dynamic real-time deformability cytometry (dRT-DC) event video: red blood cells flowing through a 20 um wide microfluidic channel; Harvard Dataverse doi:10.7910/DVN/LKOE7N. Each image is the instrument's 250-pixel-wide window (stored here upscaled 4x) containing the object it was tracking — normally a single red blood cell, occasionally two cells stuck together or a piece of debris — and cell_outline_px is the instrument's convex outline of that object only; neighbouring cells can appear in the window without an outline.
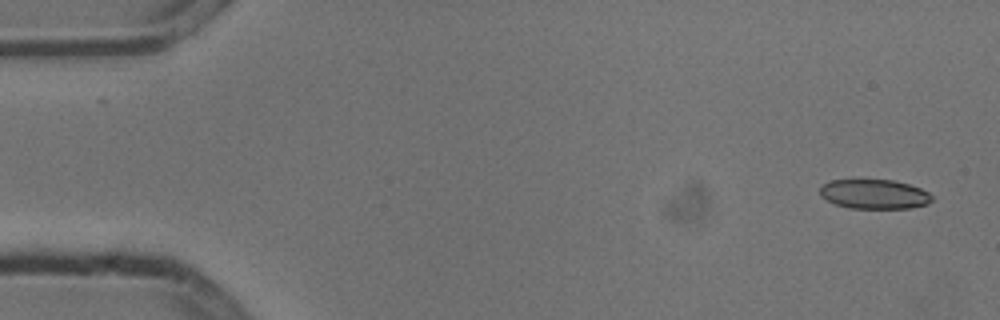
{"species": "common noctule bat (a hibernating species)", "species_latin": "Nyctalus noctula", "temperature_condition": "cold", "stored_images_in_passage": 5, "camera_frame_rate_fps": 3000, "um_per_image_px": 0.085, "animal": {"sex": "male", "body_mass_g": 13.3}, "frame": {"image": 1, "passage_image": 1, "time_ms": 0.0, "image_size_px": [1000, 320], "cell_outline_px": [[932, 200], [928, 204], [908, 208], [848, 208], [836, 204], [820, 196], [820, 188], [824, 184], [832, 180], [892, 180], [908, 184], [920, 188], [928, 192], [932, 196]], "centroid_in_image_um": [74.32, 16.5], "position_along_channel_um": 10.7, "area_um2": 19.07}}
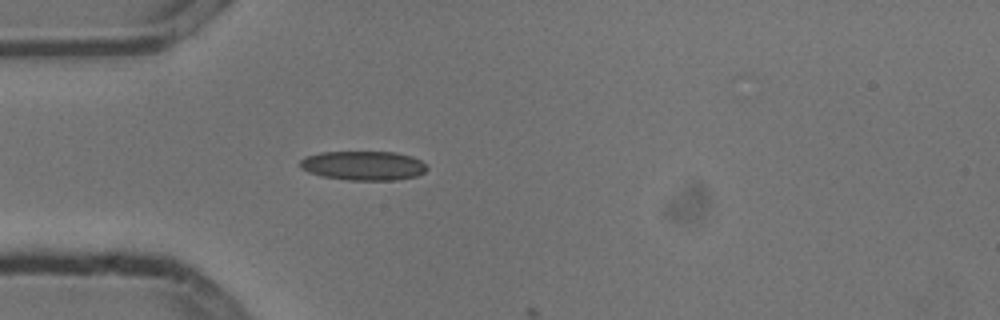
{"frame": {"image": 2, "passage_image": 4, "time_ms": 1.0, "image_size_px": [1000, 320], "cell_outline_px": [[428, 168], [424, 172], [416, 176], [396, 180], [348, 180], [320, 176], [308, 172], [300, 168], [300, 160], [304, 156], [320, 152], [396, 152], [412, 156], [420, 160]], "centroid_in_image_um": [30.85, 14.07], "position_along_channel_um": 54.1, "area_um2": 21.79}}